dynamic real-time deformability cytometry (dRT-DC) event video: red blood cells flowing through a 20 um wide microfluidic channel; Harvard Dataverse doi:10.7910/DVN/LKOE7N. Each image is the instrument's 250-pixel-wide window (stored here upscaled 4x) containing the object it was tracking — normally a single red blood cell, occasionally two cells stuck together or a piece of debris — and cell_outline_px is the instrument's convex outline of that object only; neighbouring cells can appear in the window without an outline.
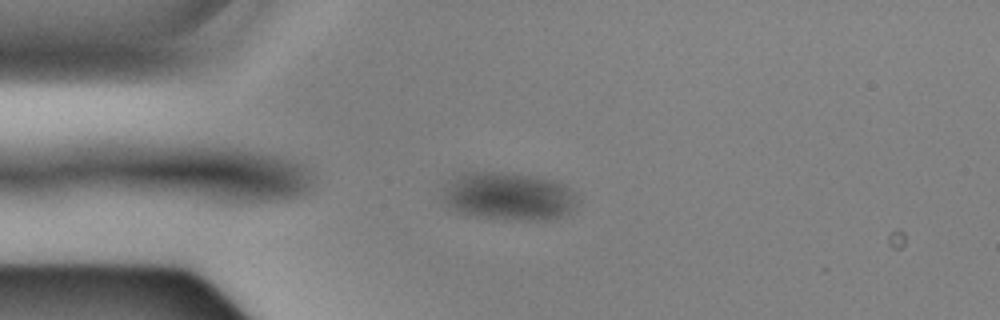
{"species": "Egyptian fruit bat (a non-hibernating species)", "species_latin": "Rousettus aegyptiacus", "temperature_condition": "cold", "stored_images_in_passage": 47, "camera_frame_rate_fps": 3000, "um_per_image_px": 0.085, "animal": {"sex": "male"}, "frame": {"image": 1, "passage_image": 3, "time_ms": 0.667, "image_size_px": [1000, 320], "cell_outline_px": [[568, 212], [560, 216], [544, 220], [512, 220], [468, 216], [456, 212], [448, 208], [440, 200], [448, 184], [456, 176], [464, 172], [500, 172], [536, 176], [556, 180], [564, 184], [568, 188]], "centroid_in_image_um": [43.03, 16.69], "position_along_channel_um": 42.0, "area_um2": 37.05}}
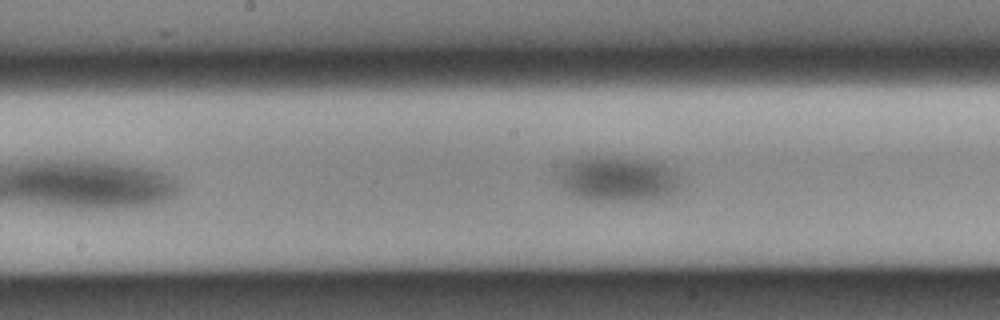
{"frame": {"image": 2, "passage_image": 18, "time_ms": 5.667, "image_size_px": [1000, 320], "cell_outline_px": [[680, 180], [676, 188], [660, 196], [644, 200], [600, 200], [576, 196], [564, 188], [560, 180], [560, 172], [564, 164], [588, 156], [628, 156], [656, 160], [664, 164]], "centroid_in_image_um": [52.49, 15.14], "position_along_channel_um": 195.7, "area_um2": 31.39}}
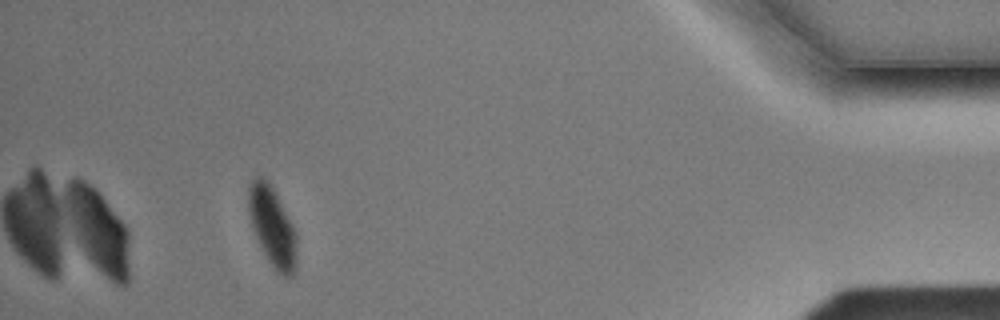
{"frame": {"image": 3, "passage_image": 42, "time_ms": 13.667, "image_size_px": [1000, 320], "cell_outline_px": [[296, 268], [292, 276], [284, 276], [276, 272], [268, 260], [252, 228], [248, 208], [248, 188], [252, 180], [256, 176], [260, 176], [268, 180], [292, 224], [296, 232]], "centroid_in_image_um": [23.14, 19.27], "position_along_channel_um": 412.1, "area_um2": 22.08}}